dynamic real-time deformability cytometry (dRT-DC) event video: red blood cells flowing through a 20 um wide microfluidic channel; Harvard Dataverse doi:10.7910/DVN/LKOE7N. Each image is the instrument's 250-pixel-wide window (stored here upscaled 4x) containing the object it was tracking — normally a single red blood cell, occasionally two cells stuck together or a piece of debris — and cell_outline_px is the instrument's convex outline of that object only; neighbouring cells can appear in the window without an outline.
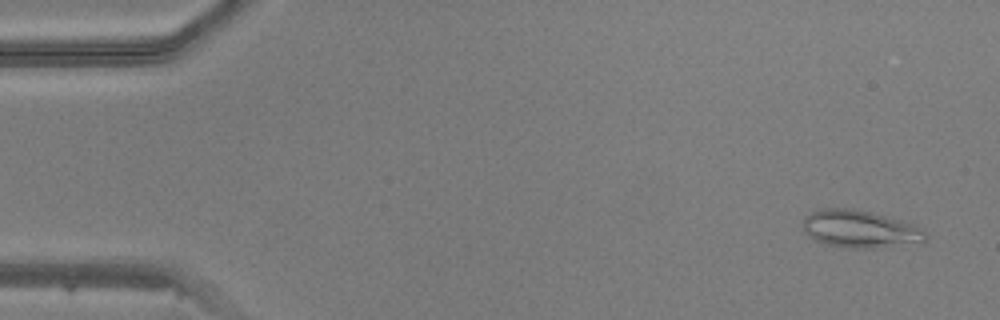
{"species": "common noctule bat (a hibernating species)", "species_latin": "Nyctalus noctula", "temperature_condition": "warm", "stored_images_in_passage": 49, "camera_frame_rate_fps": 3000, "um_per_image_px": 0.085, "animal": {"sex": "male", "body_mass_g": 20.5, "forearm_length_mm": 52.5}, "frame": {"image": 1, "passage_image": 3, "time_ms": 0.667, "image_size_px": [1000, 320], "cell_outline_px": [[928, 240], [924, 244], [876, 248], [844, 248], [824, 244], [808, 236], [804, 232], [804, 216], [812, 212], [824, 208], [852, 208], [916, 224], [924, 228], [928, 236]], "centroid_in_image_um": [73.2, 19.5], "position_along_channel_um": 11.8, "area_um2": 27.4}}
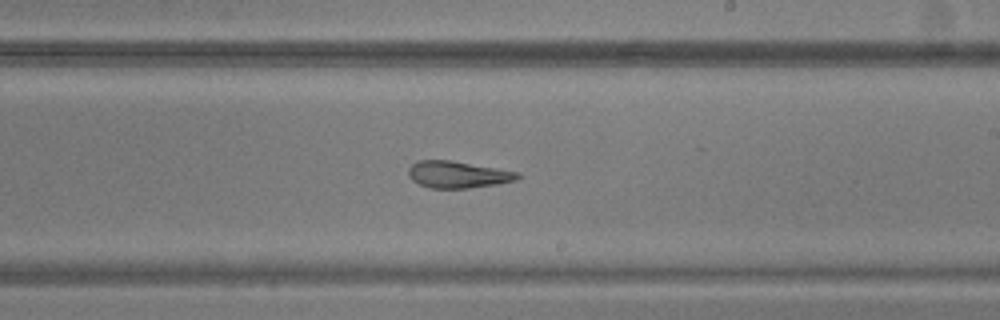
{"frame": {"image": 2, "passage_image": 29, "time_ms": 9.333, "image_size_px": [1000, 320], "cell_outline_px": [[524, 176], [516, 180], [496, 184], [468, 188], [432, 188], [420, 184], [412, 180], [408, 176], [408, 168], [412, 164], [420, 160], [448, 160], [520, 172]], "centroid_in_image_um": [38.93, 14.84], "position_along_channel_um": 250.1, "area_um2": 16.99}}
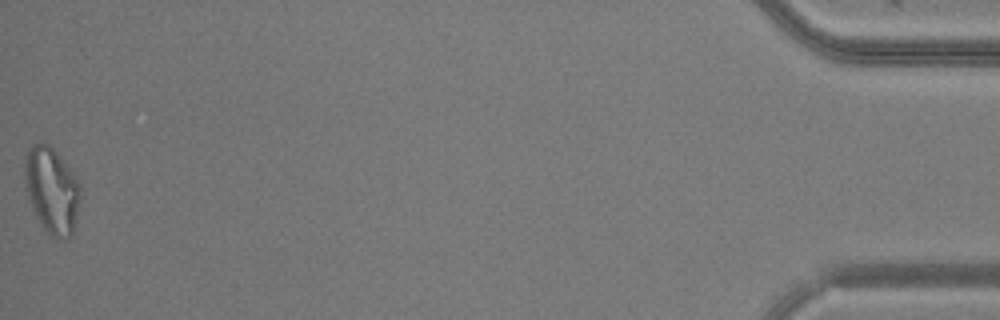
{"frame": {"image": 3, "passage_image": 49, "time_ms": 16.0, "image_size_px": [1000, 320], "cell_outline_px": [[80, 200], [76, 220], [72, 236], [64, 240], [48, 236], [40, 224], [32, 204], [28, 192], [24, 176], [24, 156], [28, 148], [32, 144], [48, 144], [56, 152], [72, 172], [80, 184]], "centroid_in_image_um": [4.41, 16.21], "position_along_channel_um": 430.8, "area_um2": 27.8}}